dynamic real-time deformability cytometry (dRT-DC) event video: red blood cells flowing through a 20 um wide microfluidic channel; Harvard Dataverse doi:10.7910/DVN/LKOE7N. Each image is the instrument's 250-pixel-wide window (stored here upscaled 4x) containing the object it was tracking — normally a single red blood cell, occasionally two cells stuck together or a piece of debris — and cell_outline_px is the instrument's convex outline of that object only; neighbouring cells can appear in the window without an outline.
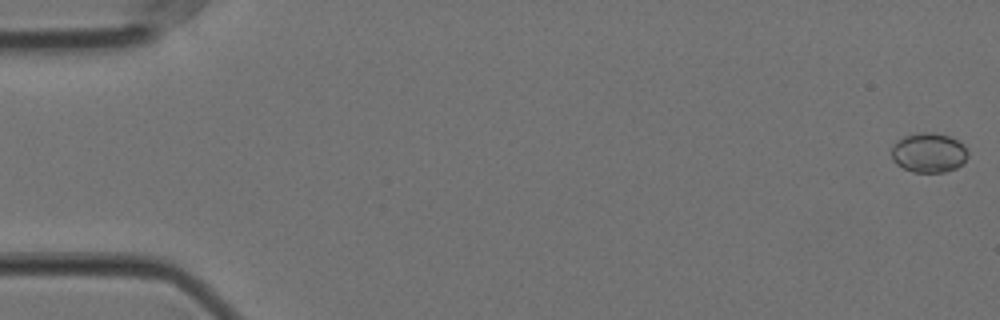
{"species": "Egyptian fruit bat (a non-hibernating species)", "species_latin": "Rousettus aegyptiacus", "temperature_condition": "cold", "stored_images_in_passage": 57, "camera_frame_rate_fps": 3000, "um_per_image_px": 0.085, "animal": {"sex": "female"}, "frame": {"image": 1, "passage_image": 1, "time_ms": 0.0, "image_size_px": [1000, 320], "cell_outline_px": [[968, 156], [956, 168], [944, 172], [912, 172], [896, 164], [892, 160], [892, 148], [896, 140], [904, 136], [920, 132], [932, 132], [948, 136], [964, 144], [968, 152]], "centroid_in_image_um": [78.92, 12.97], "position_along_channel_um": 6.1, "area_um2": 17.63}}
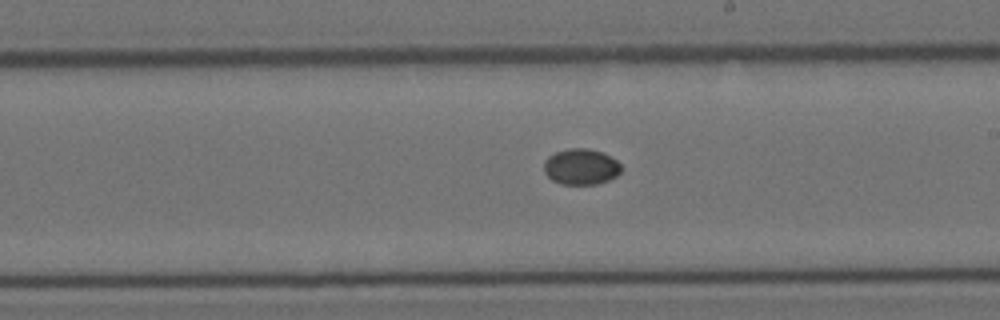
{"frame": {"image": 2, "passage_image": 33, "time_ms": 10.667, "image_size_px": [1000, 320], "cell_outline_px": [[624, 168], [616, 176], [608, 180], [596, 184], [560, 184], [552, 180], [544, 172], [544, 160], [548, 156], [556, 152], [568, 148], [588, 148], [600, 152], [616, 160]], "centroid_in_image_um": [49.37, 14.17], "position_along_channel_um": 239.6, "area_um2": 16.18}}
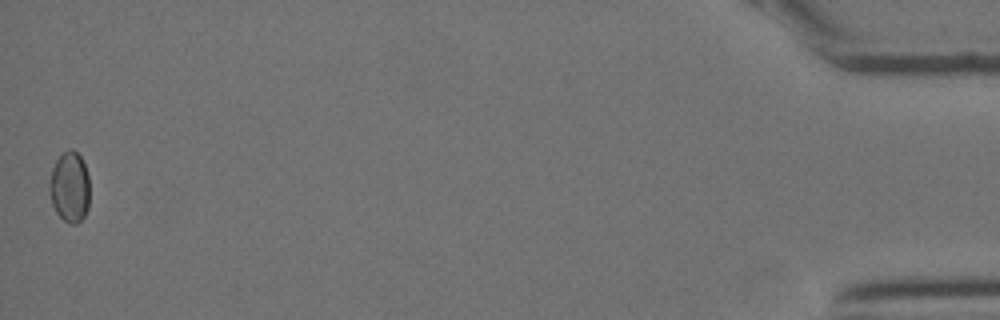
{"frame": {"image": 3, "passage_image": 57, "time_ms": 18.667, "image_size_px": [1000, 320], "cell_outline_px": [[88, 208], [84, 216], [76, 224], [72, 224], [64, 220], [56, 212], [52, 204], [48, 188], [52, 168], [56, 160], [64, 152], [72, 148], [80, 156], [84, 164], [88, 176]], "centroid_in_image_um": [5.9, 15.9], "position_along_channel_um": 429.3, "area_um2": 16.42}}